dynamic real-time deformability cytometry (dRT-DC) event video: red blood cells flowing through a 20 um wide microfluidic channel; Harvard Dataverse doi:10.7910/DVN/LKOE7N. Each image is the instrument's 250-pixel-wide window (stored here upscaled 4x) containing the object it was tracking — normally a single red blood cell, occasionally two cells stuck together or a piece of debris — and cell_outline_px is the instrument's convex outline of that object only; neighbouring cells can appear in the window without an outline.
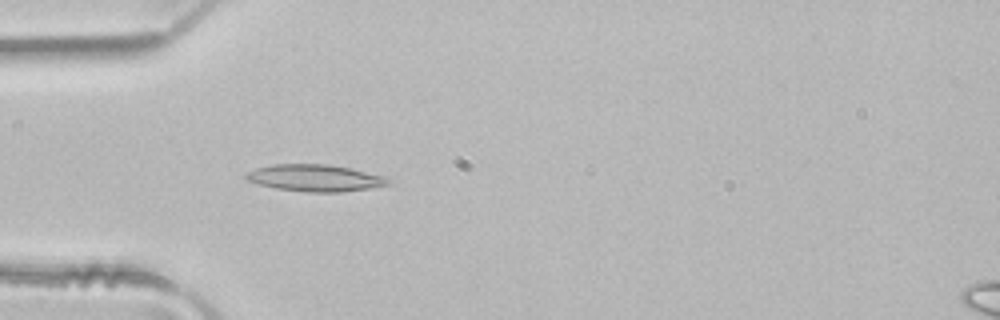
{"species": "common noctule bat (a hibernating species)", "species_latin": "Nyctalus noctula", "temperature_condition": "room temperature", "stored_images_in_passage": 41, "camera_frame_rate_fps": 3000, "um_per_image_px": 0.085, "animal": {"sex": "male", "body_mass_g": 21.5, "forearm_length_mm": 52.0}, "frame": {"image": 1, "passage_image": 7, "time_ms": 2.0, "image_size_px": [1000, 320], "cell_outline_px": [[396, 180], [392, 184], [368, 188], [340, 192], [308, 192], [276, 188], [260, 184], [248, 180], [244, 176], [248, 172], [256, 168], [272, 164], [328, 164], [352, 168], [388, 176]], "centroid_in_image_um": [26.9, 15.12], "position_along_channel_um": 58.1, "area_um2": 22.48}}
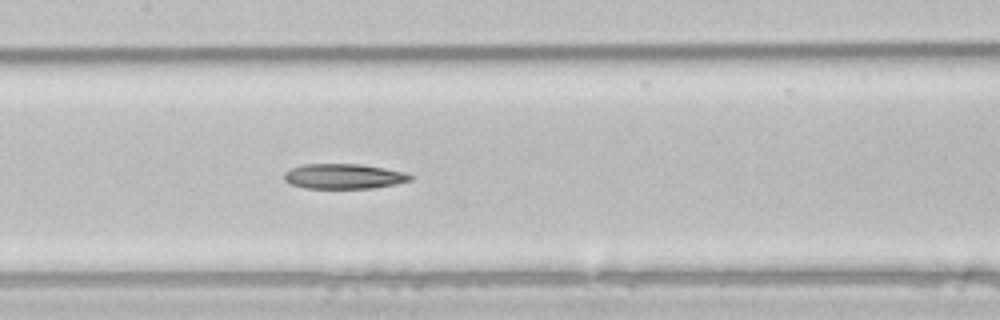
{"frame": {"image": 2, "passage_image": 16, "time_ms": 5.0, "image_size_px": [1000, 320], "cell_outline_px": [[416, 176], [412, 180], [396, 184], [372, 188], [304, 188], [292, 184], [284, 180], [284, 172], [292, 168], [304, 164], [360, 164], [408, 172]], "centroid_in_image_um": [29.28, 14.98], "position_along_channel_um": 178.1, "area_um2": 18.55}}
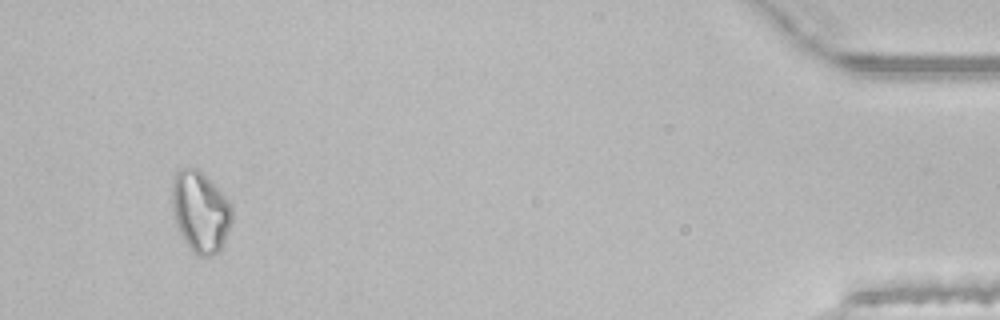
{"frame": {"image": 3, "passage_image": 39, "time_ms": 12.667, "image_size_px": [1000, 320], "cell_outline_px": [[232, 220], [228, 232], [220, 248], [212, 256], [196, 256], [188, 248], [176, 224], [172, 208], [172, 184], [176, 172], [180, 168], [196, 168], [232, 204]], "centroid_in_image_um": [17.01, 18.03], "position_along_channel_um": 418.2, "area_um2": 27.98}}